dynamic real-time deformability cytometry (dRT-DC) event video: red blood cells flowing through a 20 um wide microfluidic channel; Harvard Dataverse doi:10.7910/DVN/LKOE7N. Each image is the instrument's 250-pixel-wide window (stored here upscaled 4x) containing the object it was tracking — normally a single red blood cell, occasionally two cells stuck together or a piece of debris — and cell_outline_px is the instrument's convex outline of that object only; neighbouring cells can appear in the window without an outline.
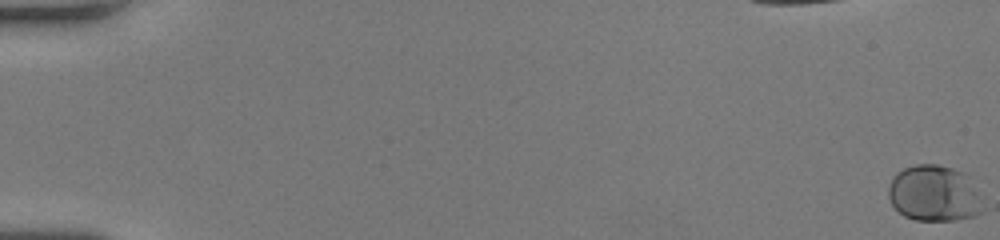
{"species": "human", "species_latin": "Homo sapiens", "temperature_condition": "room temperature", "stored_images_in_passage": 55, "camera_frame_rate_fps": 3000, "um_per_image_px": 0.085, "donor": {"sex": "female"}, "frame": {"image": 1, "passage_image": 1, "time_ms": 0.0, "image_size_px": [1000, 240], "cell_outline_px": [[984, 212], [972, 216], [956, 220], [916, 220], [904, 216], [892, 204], [888, 196], [888, 188], [892, 176], [896, 172], [904, 168], [916, 164], [936, 164], [952, 168], [964, 172], [976, 192]], "centroid_in_image_um": [79.35, 16.44], "position_along_channel_um": 5.7, "area_um2": 30.63}}
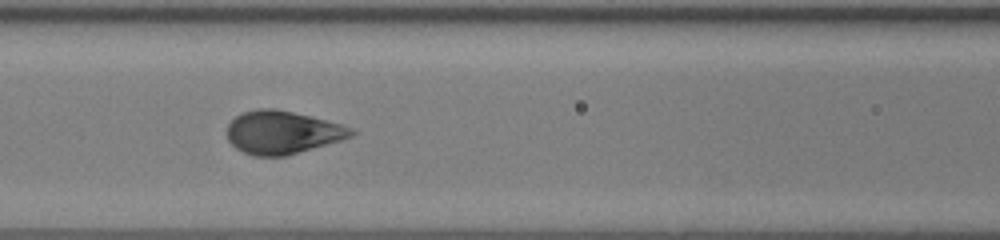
{"frame": {"image": 2, "passage_image": 27, "time_ms": 8.667, "image_size_px": [1000, 240], "cell_outline_px": [[356, 132], [352, 136], [340, 140], [284, 156], [252, 156], [236, 148], [228, 140], [228, 124], [236, 116], [244, 112], [260, 108], [276, 108], [344, 124], [352, 128]], "centroid_in_image_um": [24.0, 11.24], "position_along_channel_um": 142.6, "area_um2": 30.92}}
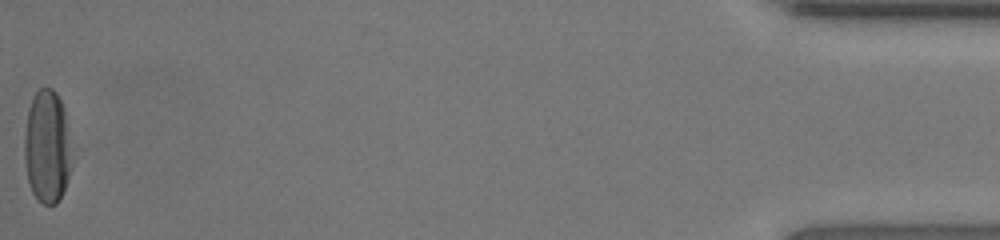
{"frame": {"image": 3, "passage_image": 55, "time_ms": 18.0, "image_size_px": [1000, 240], "cell_outline_px": [[68, 176], [64, 188], [56, 204], [44, 204], [32, 192], [28, 180], [24, 160], [24, 136], [28, 108], [36, 92], [40, 88], [52, 88], [56, 92], [64, 108], [68, 156]], "centroid_in_image_um": [3.93, 12.45], "position_along_channel_um": 431.3, "area_um2": 30.0}, "authors_computed_cell_mechanics": {"area_um2": 31.3276, "velocity_mm_per_s": 4.0723, "shape_relaxation_time_tau1_ms": 2.6512, "shape_relaxation_time_tau2_ms": null, "deformation_change_tau1": 0.1703, "deformation_change_tau2": null}}